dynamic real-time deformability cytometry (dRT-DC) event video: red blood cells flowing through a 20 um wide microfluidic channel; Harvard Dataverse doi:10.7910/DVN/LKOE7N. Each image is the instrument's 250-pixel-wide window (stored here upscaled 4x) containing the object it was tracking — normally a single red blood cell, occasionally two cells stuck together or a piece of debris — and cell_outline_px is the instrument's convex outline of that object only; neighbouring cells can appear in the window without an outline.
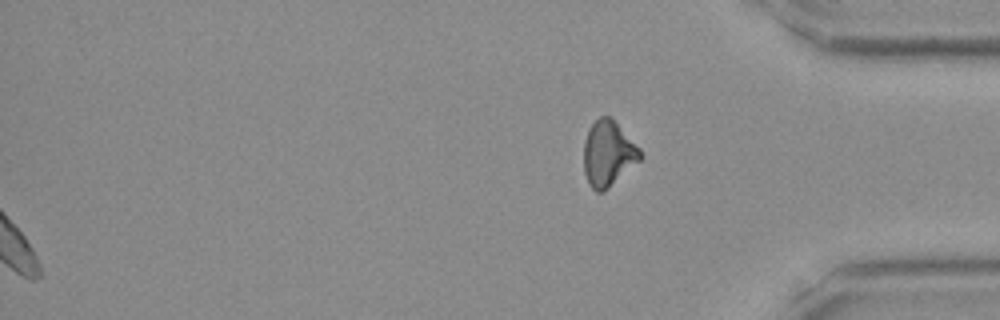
{"species": "Egyptian fruit bat (a non-hibernating species)", "species_latin": "Rousettus aegyptiacus", "temperature_condition": "room temperature", "stored_images_in_passage": 44, "segment_of_instrument_passage": [2, 2], "camera_frame_rate_fps": 3000, "um_per_image_px": 0.085, "frame": {"image": 1, "passage_image": 44, "time_ms": 14.333, "image_size_px": [1000, 320], "cell_outline_px": [[644, 156], [640, 160], [604, 192], [596, 192], [588, 184], [584, 172], [584, 140], [588, 128], [600, 116], [608, 116], [640, 148]], "centroid_in_image_um": [51.68, 13.09], "position_along_channel_um": 383.5, "area_um2": 21.39}}